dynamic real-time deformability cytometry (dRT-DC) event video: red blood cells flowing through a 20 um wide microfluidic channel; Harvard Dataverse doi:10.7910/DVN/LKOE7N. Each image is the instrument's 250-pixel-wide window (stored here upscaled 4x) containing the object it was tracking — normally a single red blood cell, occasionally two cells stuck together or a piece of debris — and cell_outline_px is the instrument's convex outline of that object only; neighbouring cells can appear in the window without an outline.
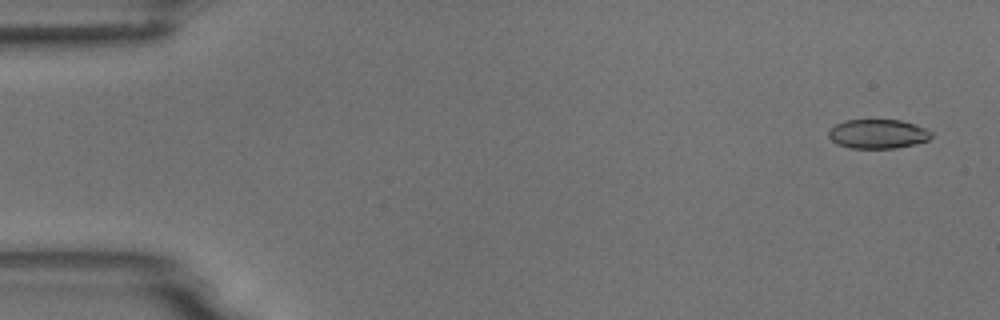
{"species": "common noctule bat (a hibernating species)", "species_latin": "Nyctalus noctula", "temperature_condition": "room temperature", "stored_images_in_passage": 54, "camera_frame_rate_fps": 3000, "um_per_image_px": 0.085, "animal": {"sex": "male", "body_mass_g": 18.8}, "frame": {"image": 1, "passage_image": 2, "time_ms": 0.333, "image_size_px": [1000, 320], "cell_outline_px": [[932, 136], [928, 140], [916, 144], [896, 148], [852, 148], [836, 144], [828, 136], [828, 132], [836, 124], [844, 120], [900, 120], [916, 124], [928, 128], [932, 132]], "centroid_in_image_um": [74.65, 11.38], "position_along_channel_um": 10.3, "area_um2": 17.63}}
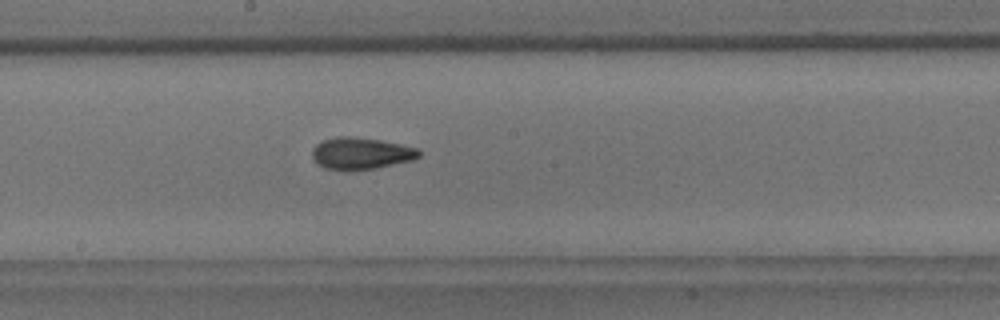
{"frame": {"image": 2, "passage_image": 29, "time_ms": 9.333, "image_size_px": [1000, 320], "cell_outline_px": [[420, 156], [412, 160], [376, 168], [348, 172], [324, 168], [316, 164], [312, 160], [312, 148], [320, 140], [336, 136], [348, 136], [380, 140], [400, 144], [416, 148], [420, 152]], "centroid_in_image_um": [30.59, 13.05], "position_along_channel_um": 217.6, "area_um2": 20.23}}
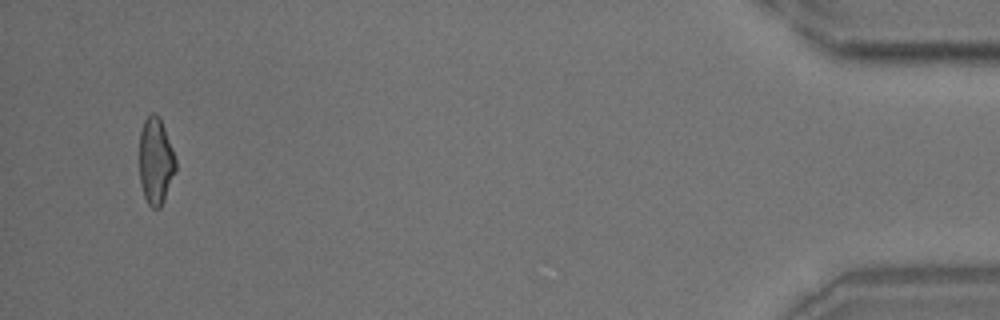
{"frame": {"image": 3, "passage_image": 52, "time_ms": 17.0, "image_size_px": [1000, 320], "cell_outline_px": [[176, 168], [164, 200], [160, 208], [152, 208], [148, 204], [144, 196], [140, 184], [140, 132], [144, 120], [152, 112], [156, 112], [160, 116], [176, 160]], "centroid_in_image_um": [13.22, 13.67], "position_along_channel_um": 422.0, "area_um2": 18.26}, "authors_computed_cell_mechanics": {"area_um2": 18.9584, "velocity_mm_per_s": 3.7064, "shape_relaxation_time_tau1_ms": 6.9505, "shape_relaxation_time_tau2_ms": 2.2898, "deformation_change_tau1": 0.1709, "deformation_change_tau2": 0.091}}